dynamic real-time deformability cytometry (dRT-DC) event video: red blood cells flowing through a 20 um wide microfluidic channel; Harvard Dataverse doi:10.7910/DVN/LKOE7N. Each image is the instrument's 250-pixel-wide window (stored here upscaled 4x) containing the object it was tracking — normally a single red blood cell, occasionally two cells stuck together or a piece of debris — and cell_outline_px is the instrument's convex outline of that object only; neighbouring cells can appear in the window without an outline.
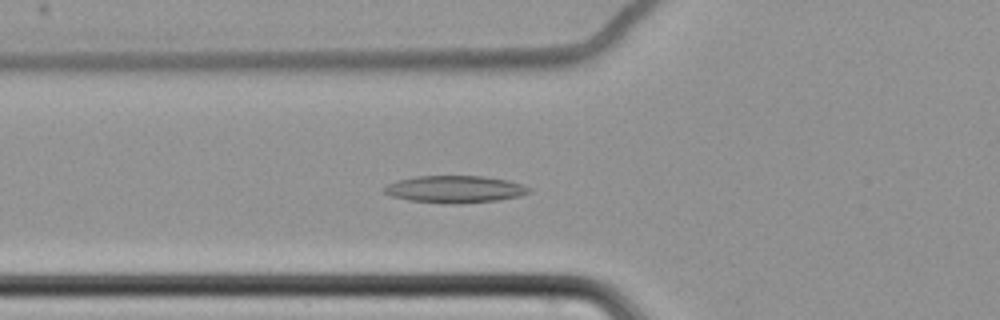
{"species": "common noctule bat (a hibernating species)", "species_latin": "Nyctalus noctula", "temperature_condition": "cold", "stored_images_in_passage": 64, "camera_frame_rate_fps": 3000, "um_per_image_px": 0.085, "animal": {"sex": "female", "body_mass_g": 22.7, "forearm_length_mm": 54.2}, "frame": {"image": 1, "passage_image": 26, "time_ms": 8.333, "image_size_px": [1000, 320], "cell_outline_px": [[532, 192], [520, 196], [496, 200], [456, 204], [444, 204], [408, 200], [392, 196], [384, 192], [380, 188], [388, 184], [400, 180], [416, 176], [484, 176], [508, 180], [532, 188]], "centroid_in_image_um": [38.67, 16.09], "position_along_channel_um": 87.1, "area_um2": 23.0}}
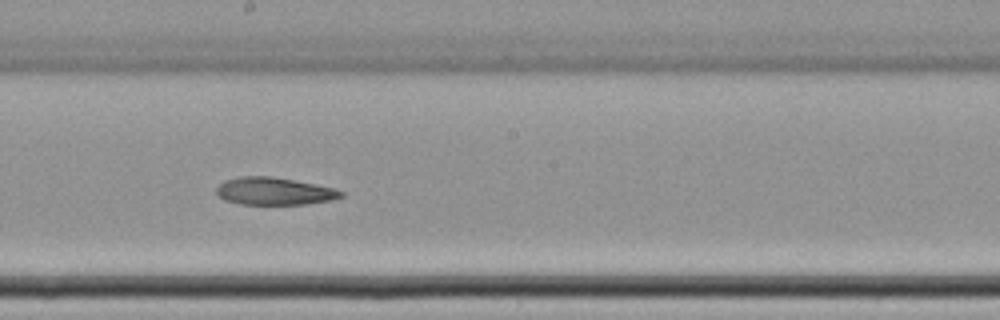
{"frame": {"image": 2, "passage_image": 38, "time_ms": 12.333, "image_size_px": [1000, 320], "cell_outline_px": [[344, 196], [332, 200], [304, 204], [240, 204], [224, 200], [216, 196], [216, 188], [224, 180], [240, 176], [268, 176], [292, 180], [336, 188], [344, 192]], "centroid_in_image_um": [23.28, 16.25], "position_along_channel_um": 224.9, "area_um2": 20.0}}
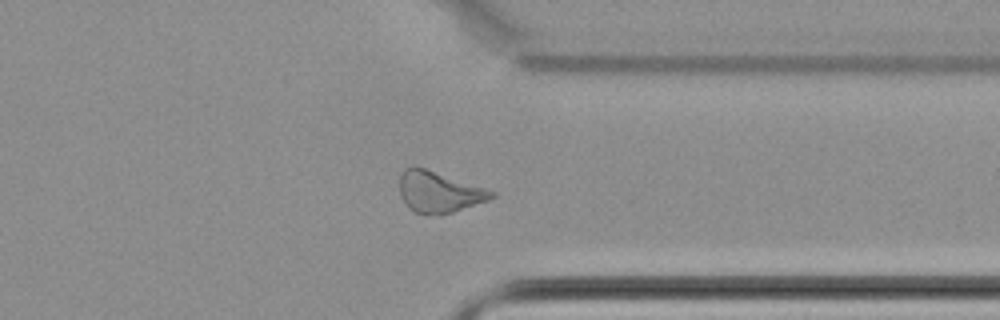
{"frame": {"image": 3, "passage_image": 51, "time_ms": 16.667, "image_size_px": [1000, 320], "cell_outline_px": [[496, 196], [488, 200], [440, 216], [416, 212], [408, 208], [400, 196], [400, 172], [404, 168], [412, 164], [416, 164], [496, 192]], "centroid_in_image_um": [37.26, 16.28], "position_along_channel_um": 374.1, "area_um2": 22.37}, "authors_computed_cell_mechanics": {"area_um2": 23.2645, "velocity_mm_per_s": 3.4527, "shape_relaxation_time_tau1_ms": null, "shape_relaxation_time_tau2_ms": 9.0984, "deformation_change_tau1": null, "deformation_change_tau2": 0.1817}}